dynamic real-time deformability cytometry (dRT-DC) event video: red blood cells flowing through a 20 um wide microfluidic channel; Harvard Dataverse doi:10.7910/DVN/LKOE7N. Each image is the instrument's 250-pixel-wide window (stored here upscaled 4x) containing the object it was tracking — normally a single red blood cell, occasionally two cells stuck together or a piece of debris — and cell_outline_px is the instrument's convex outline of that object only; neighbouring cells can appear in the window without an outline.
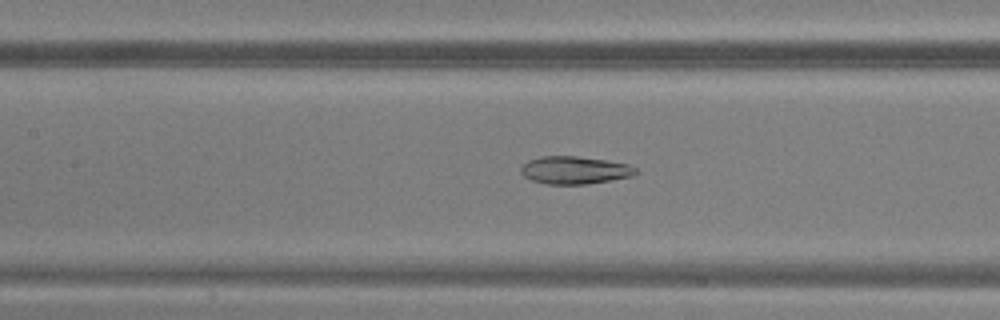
{"species": "common noctule bat (a hibernating species)", "species_latin": "Nyctalus noctula", "temperature_condition": "warm", "stored_images_in_passage": 39, "camera_frame_rate_fps": 3000, "um_per_image_px": 0.085, "animal": {"sex": "male", "body_mass_g": 20.5, "forearm_length_mm": 52.5}, "frame": {"image": 1, "passage_image": 22, "time_ms": 7.0, "image_size_px": [1000, 320], "cell_outline_px": [[640, 172], [632, 176], [584, 184], [548, 184], [532, 180], [524, 176], [520, 172], [520, 168], [528, 160], [544, 156], [576, 156], [604, 160], [628, 164], [636, 168]], "centroid_in_image_um": [48.84, 14.46], "position_along_channel_um": 158.6, "area_um2": 18.32}}
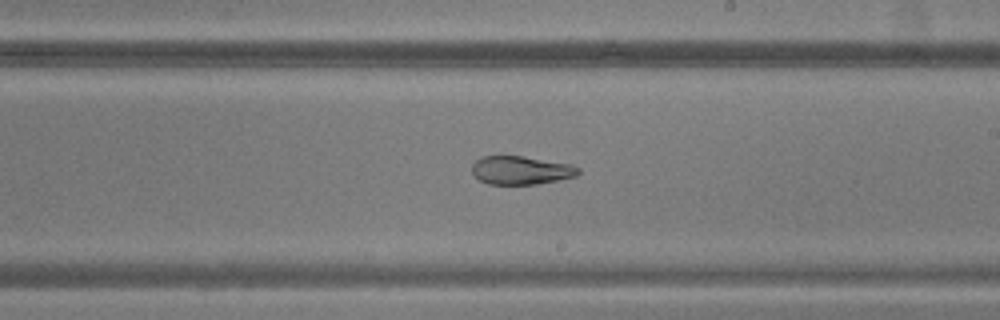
{"frame": {"image": 2, "passage_image": 28, "time_ms": 9.0, "image_size_px": [1000, 320], "cell_outline_px": [[580, 172], [576, 176], [536, 184], [488, 184], [480, 180], [472, 172], [472, 164], [480, 156], [520, 156], [572, 164], [580, 168]], "centroid_in_image_um": [44.28, 14.47], "position_along_channel_um": 244.7, "area_um2": 17.51}}
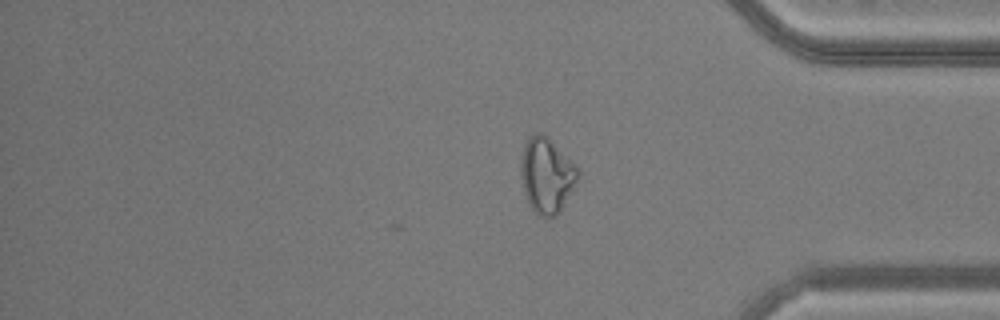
{"frame": {"image": 3, "passage_image": 39, "time_ms": 12.667, "image_size_px": [1000, 320], "cell_outline_px": [[576, 180], [572, 188], [556, 216], [540, 216], [532, 208], [524, 192], [520, 176], [520, 160], [524, 144], [528, 136], [532, 132], [540, 132], [576, 164]], "centroid_in_image_um": [46.39, 14.86], "position_along_channel_um": 388.8, "area_um2": 24.33}}